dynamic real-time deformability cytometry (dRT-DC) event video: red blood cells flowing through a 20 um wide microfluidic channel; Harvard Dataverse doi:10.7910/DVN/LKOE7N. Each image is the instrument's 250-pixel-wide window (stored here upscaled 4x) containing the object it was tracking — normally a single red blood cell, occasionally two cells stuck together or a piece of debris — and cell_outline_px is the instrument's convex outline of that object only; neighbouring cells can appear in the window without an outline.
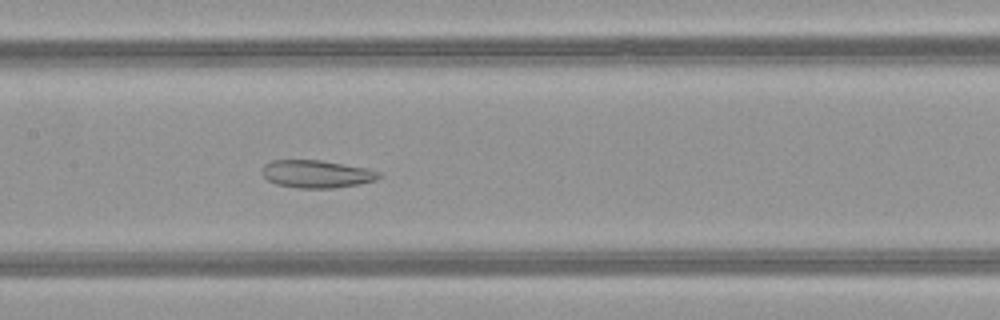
{"species": "common noctule bat (a hibernating species)", "species_latin": "Nyctalus noctula", "temperature_condition": "warm", "stored_images_in_passage": 53, "camera_frame_rate_fps": 3000, "um_per_image_px": 0.085, "animal": {"sex": "female", "body_mass_g": 21.9}, "frame": {"image": 1, "passage_image": 26, "time_ms": 8.333, "image_size_px": [1000, 320], "cell_outline_px": [[384, 176], [376, 180], [360, 184], [332, 188], [296, 188], [276, 184], [268, 180], [264, 176], [264, 164], [272, 160], [320, 160], [368, 168], [380, 172]], "centroid_in_image_um": [26.97, 14.79], "position_along_channel_um": 180.4, "area_um2": 18.9}}
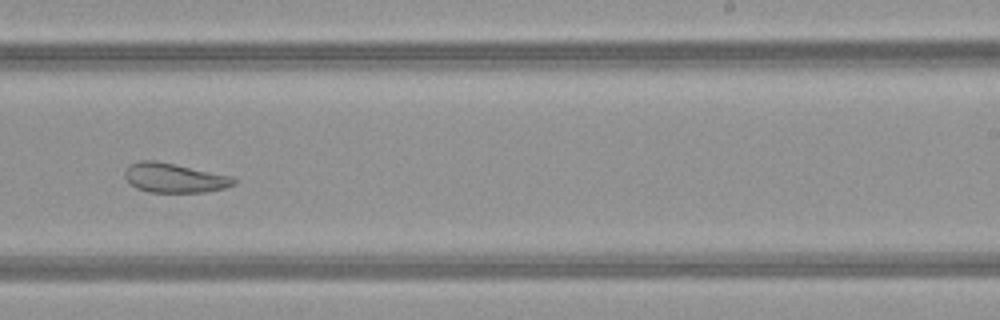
{"frame": {"image": 2, "passage_image": 33, "time_ms": 10.667, "image_size_px": [1000, 320], "cell_outline_px": [[236, 184], [224, 188], [208, 192], [148, 192], [136, 188], [124, 176], [124, 172], [132, 164], [140, 160], [156, 160], [232, 176], [236, 180]], "centroid_in_image_um": [14.84, 15.12], "position_along_channel_um": 274.2, "area_um2": 18.61}}
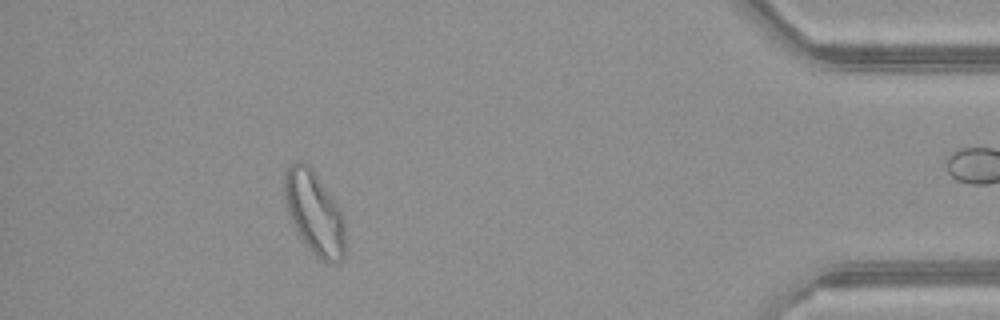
{"frame": {"image": 3, "passage_image": 47, "time_ms": 15.333, "image_size_px": [1000, 320], "cell_outline_px": [[344, 256], [340, 260], [332, 264], [328, 264], [316, 256], [308, 248], [296, 228], [288, 212], [284, 196], [284, 172], [292, 164], [300, 160], [304, 160], [312, 168], [344, 216]], "centroid_in_image_um": [26.72, 18.08], "position_along_channel_um": 408.5, "area_um2": 29.02}, "authors_computed_cell_mechanics": {"area_um2": 26.8192, "velocity_mm_per_s": 4.0366, "shape_relaxation_time_tau1_ms": null, "shape_relaxation_time_tau2_ms": 5.6734, "deformation_change_tau1": null, "deformation_change_tau2": 0.1574}}